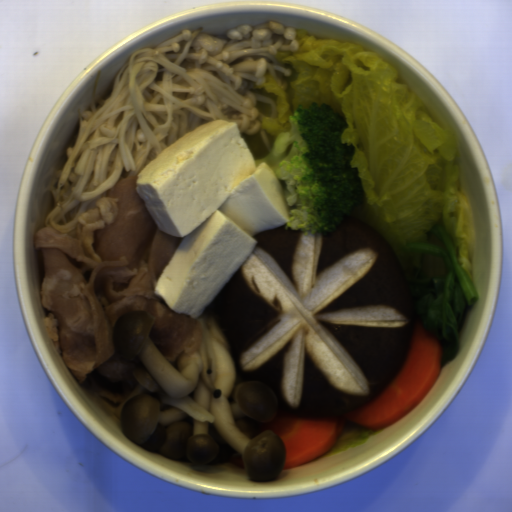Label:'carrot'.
I'll use <instances>...</instances> for the list:
<instances>
[{"mask_svg":"<svg viewBox=\"0 0 512 512\" xmlns=\"http://www.w3.org/2000/svg\"><path fill=\"white\" fill-rule=\"evenodd\" d=\"M442 354L443 347L433 334L415 324L397 375L377 396L357 409L327 418L278 413L269 422L257 424L256 433L274 432L285 446L282 471L295 468L332 449L346 421L380 431L404 418L428 395L440 373Z\"/></svg>","mask_w":512,"mask_h":512,"instance_id":"b8716197","label":"carrot"},{"mask_svg":"<svg viewBox=\"0 0 512 512\" xmlns=\"http://www.w3.org/2000/svg\"><path fill=\"white\" fill-rule=\"evenodd\" d=\"M232 465L237 468H246L243 458H238L231 461Z\"/></svg>","mask_w":512,"mask_h":512,"instance_id":"cead05ca","label":"carrot"}]
</instances>
